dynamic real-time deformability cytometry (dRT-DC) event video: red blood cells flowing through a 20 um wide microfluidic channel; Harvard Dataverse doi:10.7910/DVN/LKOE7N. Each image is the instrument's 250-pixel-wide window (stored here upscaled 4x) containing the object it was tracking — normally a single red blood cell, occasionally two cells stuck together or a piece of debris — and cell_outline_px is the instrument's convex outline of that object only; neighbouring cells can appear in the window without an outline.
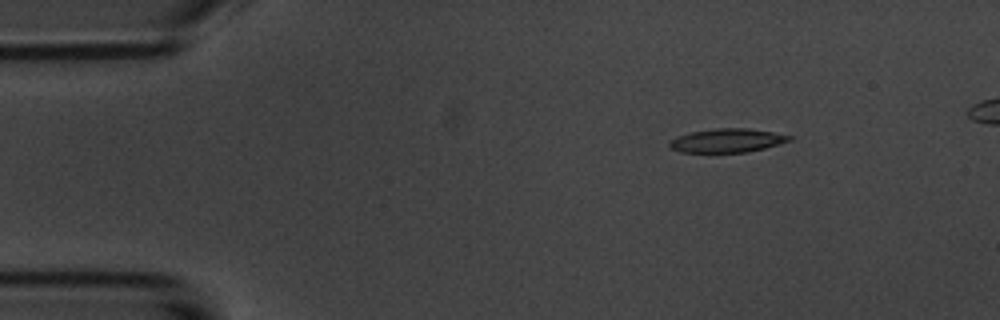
{"species": "common noctule bat (a hibernating species)", "species_latin": "Nyctalus noctula", "temperature_condition": "room temperature", "stored_images_in_passage": 6, "camera_frame_rate_fps": 3000, "um_per_image_px": 0.085, "animal": {"sex": "male", "body_mass_g": 20.1, "forearm_length_mm": 53.5}, "frame": {"image": 1, "passage_image": 3, "time_ms": 2.333, "image_size_px": [1000, 320], "cell_outline_px": [[792, 140], [764, 148], [748, 152], [680, 152], [672, 148], [668, 144], [668, 140], [676, 136], [688, 132], [716, 128], [748, 128], [772, 132], [792, 136]], "centroid_in_image_um": [61.76, 11.93], "position_along_channel_um": 23.2, "area_um2": 16.65}}